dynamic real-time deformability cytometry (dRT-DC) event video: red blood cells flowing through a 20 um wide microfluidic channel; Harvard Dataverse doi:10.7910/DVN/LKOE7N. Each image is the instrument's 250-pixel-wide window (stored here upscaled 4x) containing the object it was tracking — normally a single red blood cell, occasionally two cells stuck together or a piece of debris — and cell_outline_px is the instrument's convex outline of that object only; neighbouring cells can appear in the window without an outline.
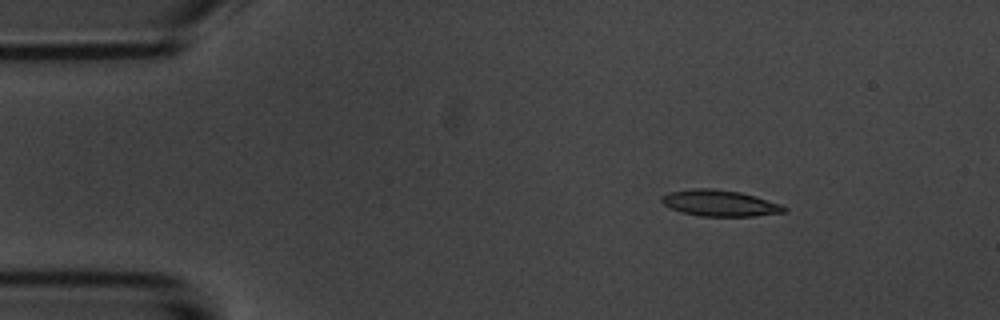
{"species": "common noctule bat (a hibernating species)", "species_latin": "Nyctalus noctula", "temperature_condition": "room temperature", "stored_images_in_passage": 15, "camera_frame_rate_fps": 3000, "um_per_image_px": 0.085, "animal": {"sex": "male", "body_mass_g": 20.1, "forearm_length_mm": 53.5}, "frame": {"image": 1, "passage_image": 3, "time_ms": 2.333, "image_size_px": [1000, 320], "cell_outline_px": [[788, 212], [756, 216], [700, 216], [680, 212], [664, 204], [660, 200], [660, 196], [668, 192], [696, 188], [712, 188], [740, 192], [756, 196], [780, 204], [788, 208]], "centroid_in_image_um": [61.2, 17.27], "position_along_channel_um": 23.8, "area_um2": 18.84}}
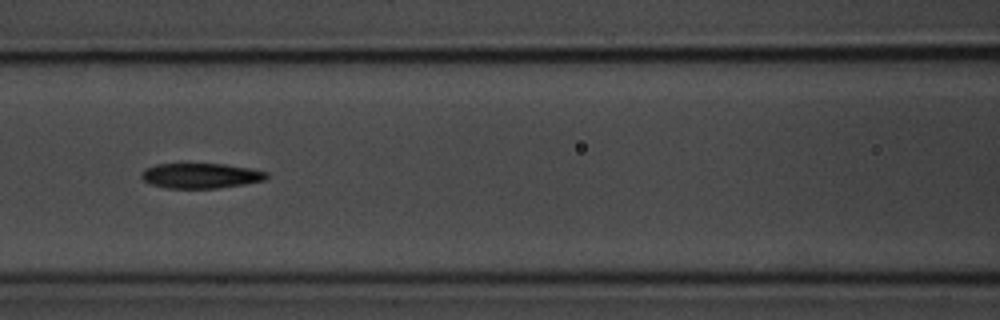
{"frame": {"image": 2, "passage_image": 7, "time_ms": 7.667, "image_size_px": [1000, 320], "cell_outline_px": [[268, 176], [264, 180], [244, 184], [216, 188], [168, 188], [152, 184], [144, 180], [140, 176], [140, 172], [144, 168], [156, 164], [224, 164], [248, 168], [268, 172]], "centroid_in_image_um": [17.03, 14.93], "position_along_channel_um": 149.6, "area_um2": 18.21}}
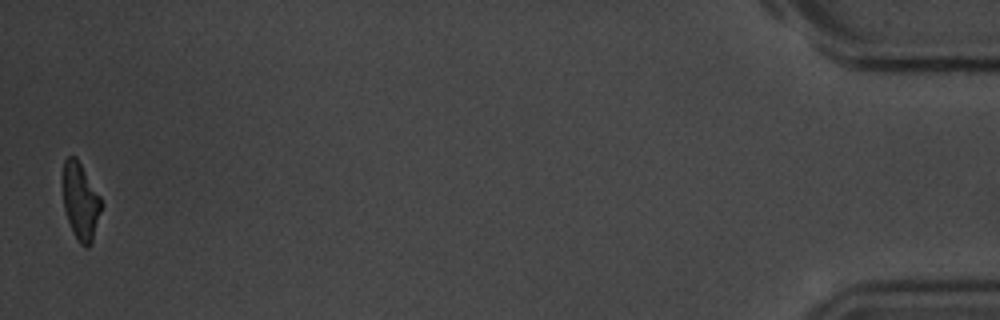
{"frame": {"image": 3, "passage_image": 15, "time_ms": 18.0, "image_size_px": [1000, 320], "cell_outline_px": [[100, 212], [92, 240], [88, 248], [84, 248], [80, 244], [72, 232], [64, 208], [60, 180], [60, 176], [64, 160], [68, 156], [76, 156], [100, 196]], "centroid_in_image_um": [6.77, 17.06], "position_along_channel_um": 428.4, "area_um2": 17.51}, "authors_computed_cell_mechanics": {"area_um2": 18.9584, "velocity_mm_per_s": 3.592, "shape_relaxation_time_tau1_ms": 3.8275, "shape_relaxation_time_tau2_ms": null, "deformation_change_tau1": 0.1183, "deformation_change_tau2": null}}